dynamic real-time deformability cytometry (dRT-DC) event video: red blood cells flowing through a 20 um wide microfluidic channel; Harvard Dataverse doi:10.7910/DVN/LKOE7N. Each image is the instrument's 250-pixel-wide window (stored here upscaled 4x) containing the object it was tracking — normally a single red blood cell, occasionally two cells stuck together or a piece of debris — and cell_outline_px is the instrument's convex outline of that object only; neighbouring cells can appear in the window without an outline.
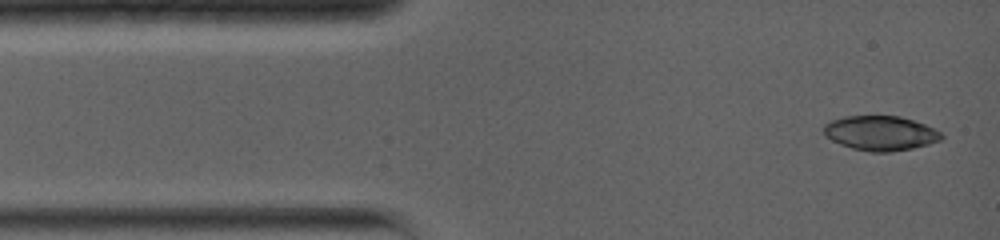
{"species": "common noctule bat (a hibernating species)", "species_latin": "Nyctalus noctula", "temperature_condition": "warm", "stored_images_in_passage": 6, "camera_frame_rate_fps": 5000, "um_per_image_px": 0.085, "animal": {"sex": "female", "body_mass_g": 19.0, "forearm_length_mm": 56.7}, "frame": {"image": 1, "passage_image": 1, "time_ms": 0.0, "image_size_px": [1000, 240], "cell_outline_px": [[944, 136], [940, 140], [928, 144], [912, 148], [892, 152], [872, 152], [852, 148], [840, 144], [824, 136], [824, 124], [832, 120], [844, 116], [900, 116], [924, 124], [940, 132]], "centroid_in_image_um": [74.81, 11.32], "position_along_channel_um": 10.2, "area_um2": 23.64}}
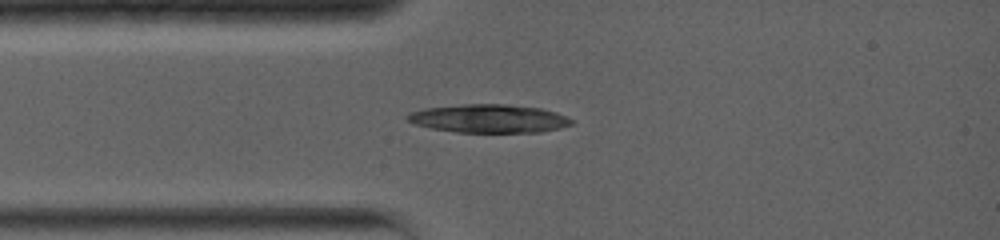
{"frame": {"image": 2, "passage_image": 6, "time_ms": 2.4, "image_size_px": [1000, 240], "cell_outline_px": [[576, 120], [572, 124], [560, 128], [540, 132], [456, 132], [432, 128], [416, 124], [408, 120], [408, 112], [424, 108], [464, 104], [504, 104], [540, 108], [556, 112], [568, 116]], "centroid_in_image_um": [41.61, 10.07], "position_along_channel_um": 43.4, "area_um2": 27.11}}